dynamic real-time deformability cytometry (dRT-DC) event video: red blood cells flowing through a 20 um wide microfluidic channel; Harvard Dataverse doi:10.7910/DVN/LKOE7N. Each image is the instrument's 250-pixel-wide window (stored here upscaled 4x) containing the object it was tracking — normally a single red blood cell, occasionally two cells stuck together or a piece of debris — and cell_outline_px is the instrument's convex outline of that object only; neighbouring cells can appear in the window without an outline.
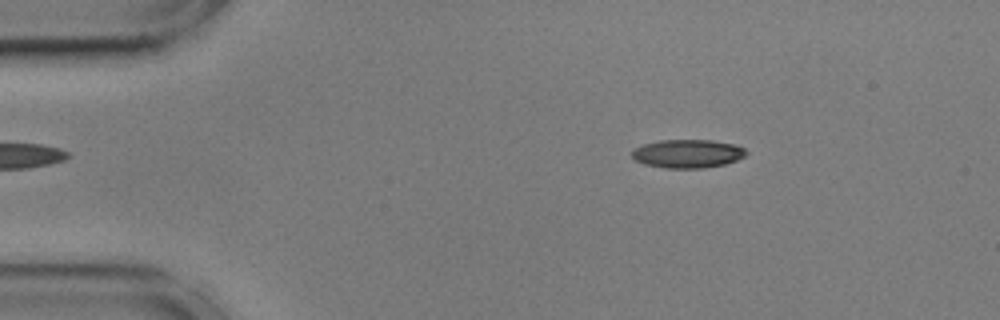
{"species": "common noctule bat (a hibernating species)", "species_latin": "Nyctalus noctula", "temperature_condition": "cold", "stored_images_in_passage": 54, "camera_frame_rate_fps": 3000, "um_per_image_px": 0.085, "animal": {"sex": "male", "body_mass_g": 17.9, "forearm_length_mm": 54.2}, "frame": {"image": 1, "passage_image": 8, "time_ms": 2.333, "image_size_px": [1000, 320], "cell_outline_px": [[748, 152], [744, 156], [736, 160], [724, 164], [704, 168], [664, 168], [644, 164], [636, 160], [632, 156], [632, 152], [636, 148], [644, 144], [660, 140], [712, 140], [736, 144], [744, 148]], "centroid_in_image_um": [58.47, 13.06], "position_along_channel_um": 26.5, "area_um2": 18.9}}
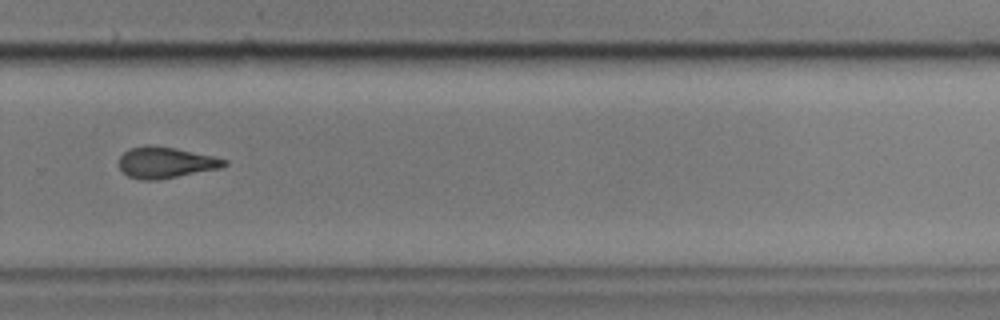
{"frame": {"image": 2, "passage_image": 37, "time_ms": 12.0, "image_size_px": [1000, 320], "cell_outline_px": [[228, 164], [220, 168], [156, 180], [140, 180], [128, 176], [120, 168], [120, 156], [128, 148], [148, 144], [152, 144], [176, 148], [212, 156], [228, 160]], "centroid_in_image_um": [14.06, 13.8], "position_along_channel_um": 315.7, "area_um2": 19.07}}
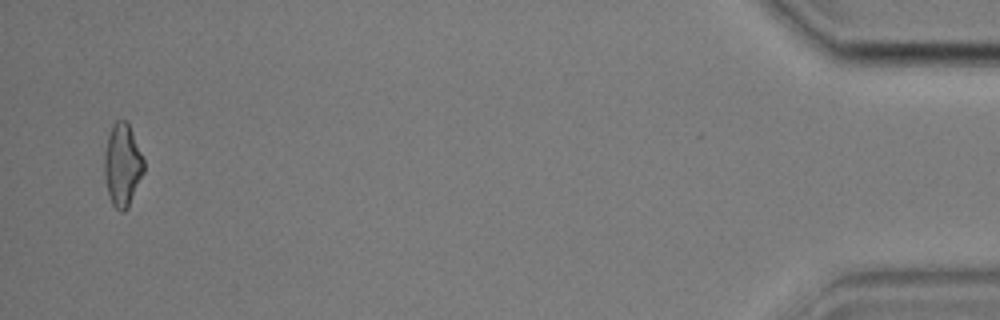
{"frame": {"image": 3, "passage_image": 53, "time_ms": 17.333, "image_size_px": [1000, 320], "cell_outline_px": [[144, 172], [128, 208], [124, 212], [120, 212], [112, 204], [108, 196], [104, 176], [104, 152], [108, 136], [112, 124], [116, 120], [128, 120], [144, 160]], "centroid_in_image_um": [10.4, 14.02], "position_along_channel_um": 424.8, "area_um2": 19.31}, "authors_computed_cell_mechanics": {"area_um2": 19.2474, "velocity_mm_per_s": 3.6098, "shape_relaxation_time_tau1_ms": 5.949, "shape_relaxation_time_tau2_ms": 5.3043, "deformation_change_tau1": 0.1493, "deformation_change_tau2": 0.1546}}